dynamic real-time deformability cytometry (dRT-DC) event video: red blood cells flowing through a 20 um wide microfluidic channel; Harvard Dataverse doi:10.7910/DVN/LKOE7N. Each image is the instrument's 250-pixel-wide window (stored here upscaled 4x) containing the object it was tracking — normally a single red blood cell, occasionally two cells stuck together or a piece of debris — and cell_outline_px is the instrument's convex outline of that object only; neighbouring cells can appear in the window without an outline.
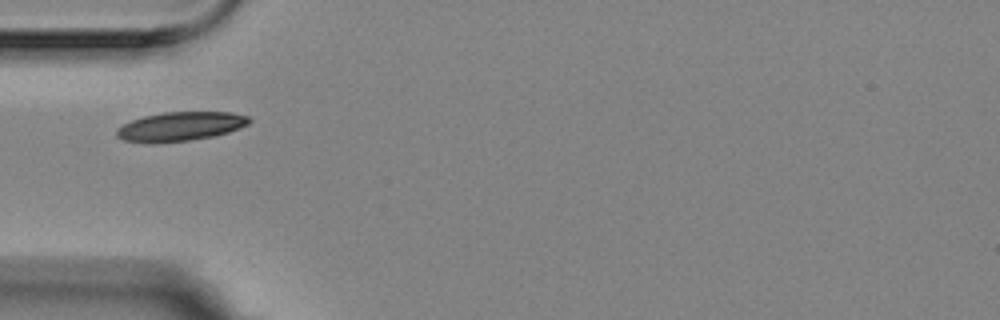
{"species": "Egyptian fruit bat (a non-hibernating species)", "species_latin": "Rousettus aegyptiacus", "temperature_condition": "room temperature", "stored_images_in_passage": 31, "camera_frame_rate_fps": 3000, "um_per_image_px": 0.085, "animal": {"sex": "female"}, "frame": {"image": 1, "passage_image": 1, "time_ms": 0.0, "image_size_px": [1000, 320], "cell_outline_px": [[252, 120], [248, 124], [240, 128], [216, 136], [188, 140], [156, 144], [148, 144], [124, 140], [116, 136], [116, 128], [132, 120], [144, 116], [164, 112], [232, 112], [248, 116]], "centroid_in_image_um": [15.32, 10.76], "position_along_channel_um": 69.7, "area_um2": 22.72}}
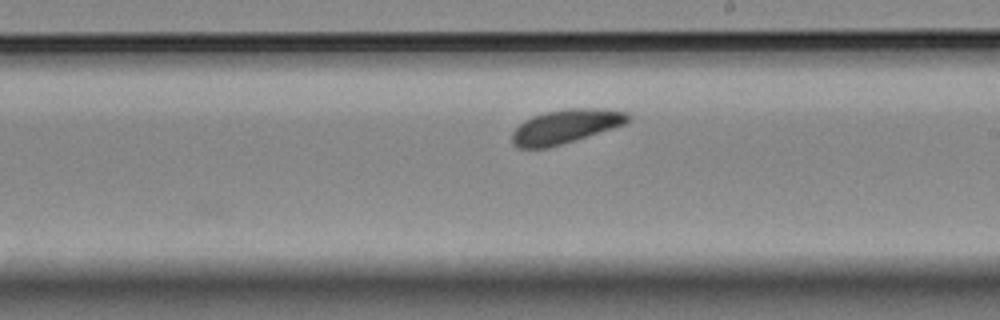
{"frame": {"image": 2, "passage_image": 16, "time_ms": 5.0, "image_size_px": [1000, 320], "cell_outline_px": [[632, 120], [624, 124], [588, 136], [548, 148], [516, 148], [512, 144], [512, 132], [524, 120], [532, 116], [544, 112], [568, 108], [600, 108], [628, 112], [632, 116]], "centroid_in_image_um": [48.08, 10.74], "position_along_channel_um": 240.9, "area_um2": 23.12}}
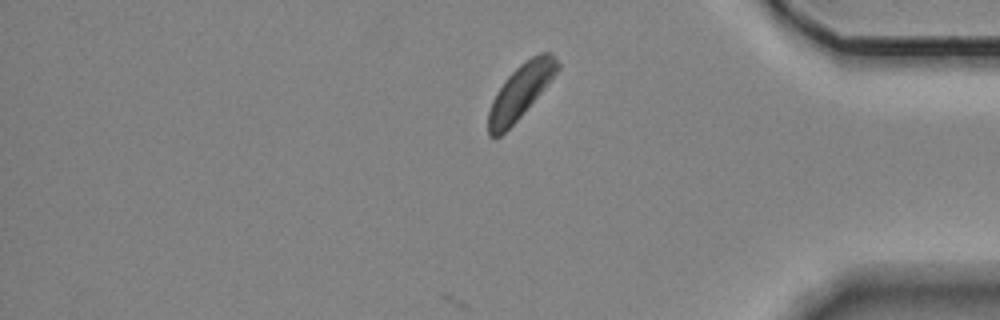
{"frame": {"image": 3, "passage_image": 31, "time_ms": 10.0, "image_size_px": [1000, 320], "cell_outline_px": [[560, 68], [548, 84], [520, 116], [500, 136], [492, 140], [488, 136], [488, 112], [492, 100], [496, 92], [504, 80], [520, 64], [532, 56], [540, 52], [548, 52], [560, 64]], "centroid_in_image_um": [44.21, 7.79], "position_along_channel_um": 391.0, "area_um2": 21.5}, "authors_computed_cell_mechanics": {"area_um2": 22.3686, "velocity_mm_per_s": 3.438, "shape_relaxation_time_tau1_ms": 2.1373, "shape_relaxation_time_tau2_ms": null, "deformation_change_tau1": 0.0508, "deformation_change_tau2": null}}